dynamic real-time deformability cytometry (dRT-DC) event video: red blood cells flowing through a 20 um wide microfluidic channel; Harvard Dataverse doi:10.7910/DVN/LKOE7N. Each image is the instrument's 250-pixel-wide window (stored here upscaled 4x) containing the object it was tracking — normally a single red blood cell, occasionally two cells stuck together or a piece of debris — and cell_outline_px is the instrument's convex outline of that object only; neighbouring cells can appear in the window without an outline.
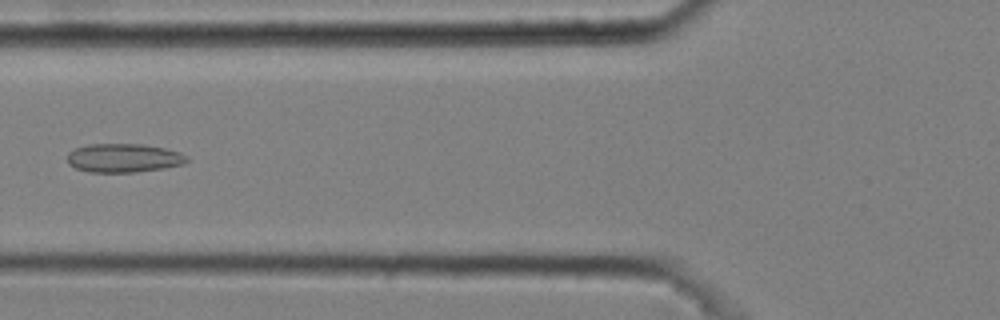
{"species": "common noctule bat (a hibernating species)", "species_latin": "Nyctalus noctula", "temperature_condition": "cold", "stored_images_in_passage": 6, "camera_frame_rate_fps": 3000, "um_per_image_px": 0.085, "animal": {"sex": "male", "body_mass_g": 20.4}, "frame": {"image": 1, "passage_image": 6, "time_ms": 1.667, "image_size_px": [1000, 320], "cell_outline_px": [[188, 160], [184, 164], [164, 168], [136, 172], [88, 172], [76, 168], [68, 164], [68, 152], [76, 148], [88, 144], [144, 144], [164, 148], [180, 152], [188, 156]], "centroid_in_image_um": [10.52, 13.43], "position_along_channel_um": 115.3, "area_um2": 20.11}}